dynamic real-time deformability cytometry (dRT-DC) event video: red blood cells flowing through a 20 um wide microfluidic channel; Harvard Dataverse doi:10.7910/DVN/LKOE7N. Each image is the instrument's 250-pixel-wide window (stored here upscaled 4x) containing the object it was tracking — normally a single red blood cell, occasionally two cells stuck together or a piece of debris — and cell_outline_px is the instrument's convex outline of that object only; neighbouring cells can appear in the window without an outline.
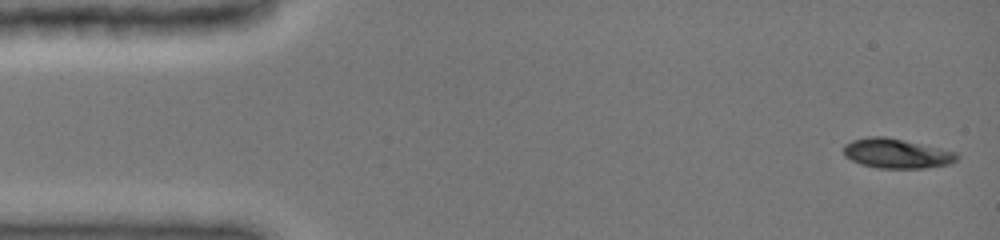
{"species": "common noctule bat (a hibernating species)", "species_latin": "Nyctalus noctula", "temperature_condition": "cold", "stored_images_in_passage": 42, "camera_frame_rate_fps": 3000, "um_per_image_px": 0.085, "animal": {"sex": "female", "body_mass_g": 19.0, "forearm_length_mm": 51.5}, "frame": {"image": 1, "passage_image": 1, "time_ms": 0.0, "image_size_px": [1000, 240], "cell_outline_px": [[960, 156], [956, 160], [948, 164], [924, 168], [880, 168], [860, 164], [844, 156], [844, 144], [852, 140], [868, 136], [884, 136], [956, 152]], "centroid_in_image_um": [76.17, 13.04], "position_along_channel_um": 8.8, "area_um2": 19.36}}
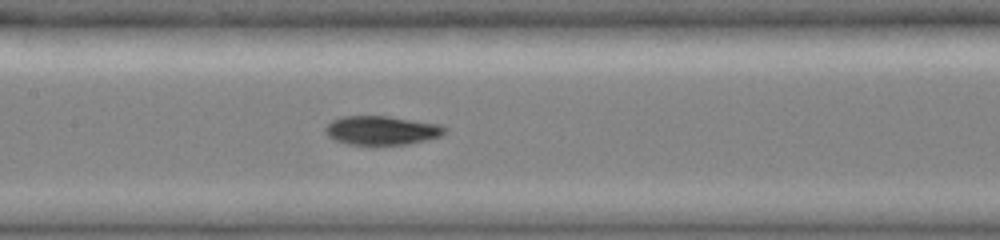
{"frame": {"image": 2, "passage_image": 18, "time_ms": 5.667, "image_size_px": [1000, 240], "cell_outline_px": [[448, 132], [440, 136], [408, 144], [372, 148], [348, 144], [336, 140], [328, 136], [324, 132], [324, 128], [332, 120], [340, 116], [388, 116], [444, 124], [448, 128]], "centroid_in_image_um": [32.46, 11.11], "position_along_channel_um": 174.9, "area_um2": 21.15}}
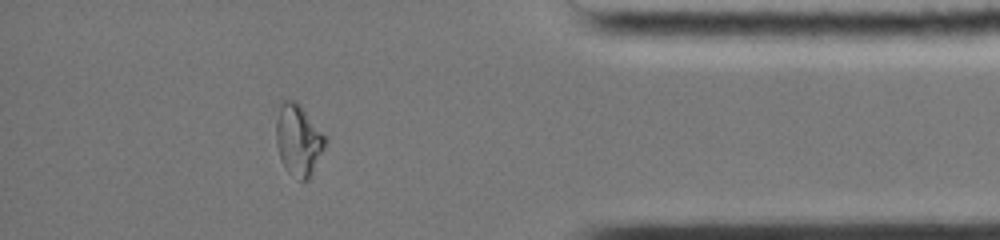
{"frame": {"image": 3, "passage_image": 36, "time_ms": 11.667, "image_size_px": [1000, 240], "cell_outline_px": [[328, 140], [308, 180], [300, 180], [288, 172], [284, 168], [280, 160], [276, 144], [276, 120], [280, 104], [284, 100], [296, 100], [300, 104], [328, 136]], "centroid_in_image_um": [25.37, 11.87], "position_along_channel_um": 409.8, "area_um2": 20.75}, "authors_computed_cell_mechanics": {"area_um2": 20.3745, "velocity_mm_per_s": 4.0116, "shape_relaxation_time_tau1_ms": null, "shape_relaxation_time_tau2_ms": 3.6416, "deformation_change_tau1": null, "deformation_change_tau2": 0.0603}}